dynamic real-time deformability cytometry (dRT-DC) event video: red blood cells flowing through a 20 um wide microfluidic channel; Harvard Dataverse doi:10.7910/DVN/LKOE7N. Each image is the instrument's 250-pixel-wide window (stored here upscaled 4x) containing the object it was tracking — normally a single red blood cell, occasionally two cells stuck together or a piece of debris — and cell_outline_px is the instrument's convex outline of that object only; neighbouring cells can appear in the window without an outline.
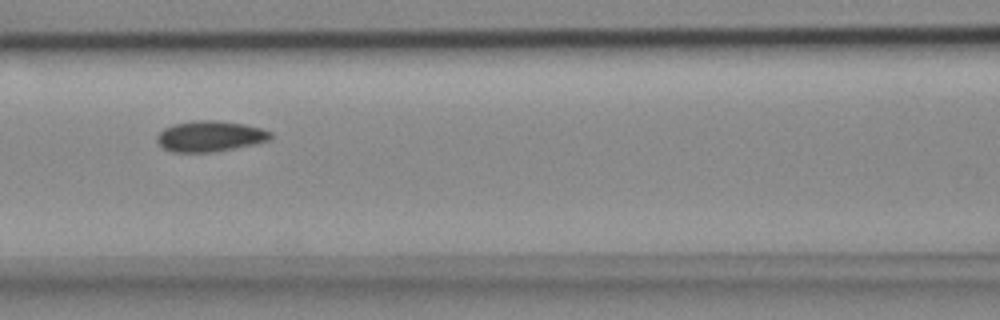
{"species": "common noctule bat (a hibernating species)", "species_latin": "Nyctalus noctula", "temperature_condition": "cold", "stored_images_in_passage": 8, "camera_frame_rate_fps": 3000, "um_per_image_px": 0.085, "animal": {"sex": "female", "body_mass_g": 18.4}, "frame": {"image": 1, "passage_image": 4, "time_ms": 1.0, "image_size_px": [1000, 320], "cell_outline_px": [[272, 136], [268, 140], [256, 144], [212, 152], [172, 152], [164, 148], [156, 140], [156, 136], [164, 128], [172, 124], [192, 120], [216, 120], [244, 124], [260, 128], [272, 132]], "centroid_in_image_um": [17.83, 11.57], "position_along_channel_um": 148.8, "area_um2": 20.4}}
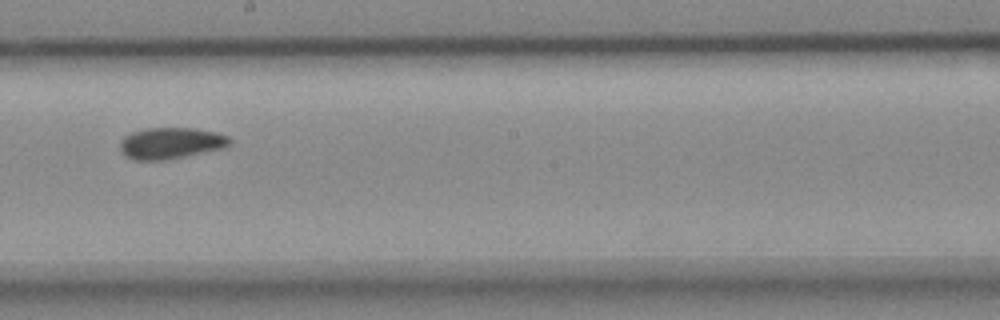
{"frame": {"image": 2, "passage_image": 6, "time_ms": 1.667, "image_size_px": [1000, 320], "cell_outline_px": [[232, 144], [224, 148], [168, 160], [136, 160], [128, 156], [120, 148], [120, 140], [124, 136], [132, 132], [144, 128], [192, 128], [216, 132], [228, 136], [232, 140]], "centroid_in_image_um": [14.56, 12.16], "position_along_channel_um": 233.6, "area_um2": 20.11}}
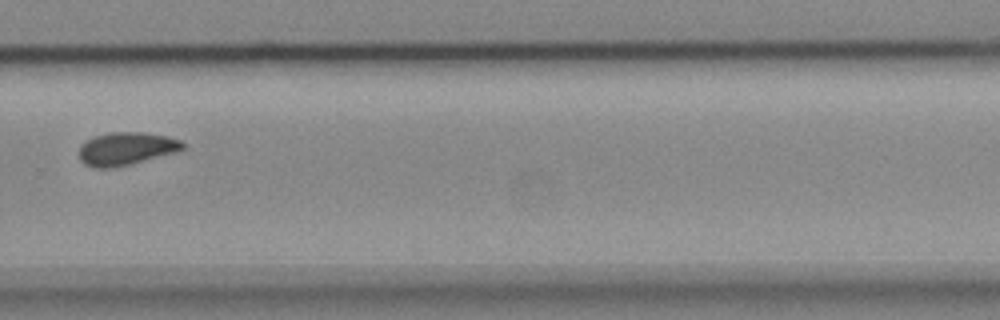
{"frame": {"image": 3, "passage_image": 8, "time_ms": 2.333, "image_size_px": [1000, 320], "cell_outline_px": [[184, 148], [176, 152], [132, 164], [112, 168], [92, 168], [84, 164], [80, 160], [80, 144], [84, 140], [108, 132], [144, 132], [168, 136], [180, 140], [184, 144]], "centroid_in_image_um": [10.7, 12.64], "position_along_channel_um": 319.1, "area_um2": 20.11}}